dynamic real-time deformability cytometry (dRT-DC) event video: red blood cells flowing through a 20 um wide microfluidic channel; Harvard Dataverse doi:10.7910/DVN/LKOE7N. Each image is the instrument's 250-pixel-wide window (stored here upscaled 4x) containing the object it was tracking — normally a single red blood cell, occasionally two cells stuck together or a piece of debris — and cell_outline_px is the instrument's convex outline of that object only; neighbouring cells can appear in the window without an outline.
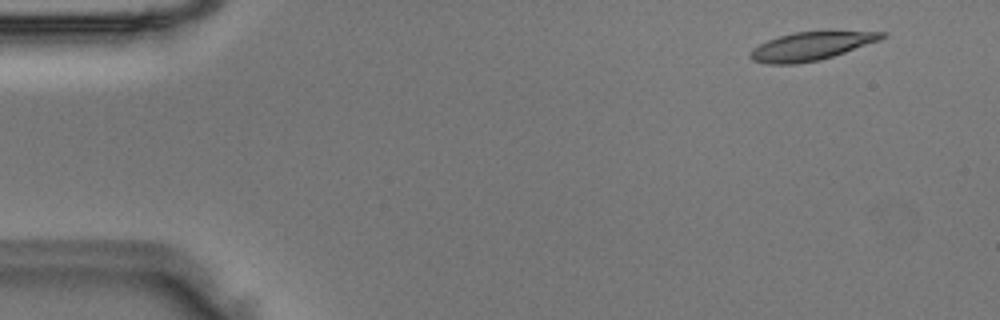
{"species": "Egyptian fruit bat (a non-hibernating species)", "species_latin": "Rousettus aegyptiacus", "temperature_condition": "room temperature", "stored_images_in_passage": 3, "camera_frame_rate_fps": 3000, "um_per_image_px": 0.085, "animal": {"sex": "male"}, "frame": {"image": 1, "passage_image": 1, "time_ms": 0.0, "image_size_px": [1000, 320], "cell_outline_px": [[888, 36], [880, 40], [820, 60], [796, 64], [768, 64], [752, 60], [748, 56], [752, 48], [768, 40], [780, 36], [796, 32], [888, 32]], "centroid_in_image_um": [68.9, 3.94], "position_along_channel_um": 16.1, "area_um2": 21.33}}